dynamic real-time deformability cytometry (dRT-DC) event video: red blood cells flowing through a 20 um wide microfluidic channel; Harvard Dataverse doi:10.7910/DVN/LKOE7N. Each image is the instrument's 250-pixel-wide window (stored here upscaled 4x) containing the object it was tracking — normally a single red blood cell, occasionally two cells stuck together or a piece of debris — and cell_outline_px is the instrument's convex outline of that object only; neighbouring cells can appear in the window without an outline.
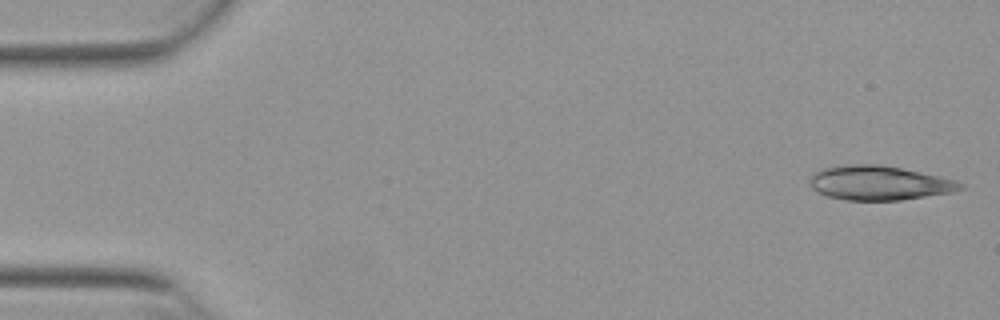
{"species": "Egyptian fruit bat (a non-hibernating species)", "species_latin": "Rousettus aegyptiacus", "temperature_condition": "warm", "stored_images_in_passage": 51, "camera_frame_rate_fps": 3000, "um_per_image_px": 0.085, "animal": {"sex": "female"}, "frame": {"image": 1, "passage_image": 1, "time_ms": 0.0, "image_size_px": [1000, 320], "cell_outline_px": [[964, 188], [952, 192], [900, 200], [844, 200], [828, 196], [816, 192], [812, 188], [812, 172], [820, 168], [848, 164], [880, 164], [920, 172], [956, 180], [964, 184]], "centroid_in_image_um": [74.71, 15.54], "position_along_channel_um": 10.3, "area_um2": 30.06}}
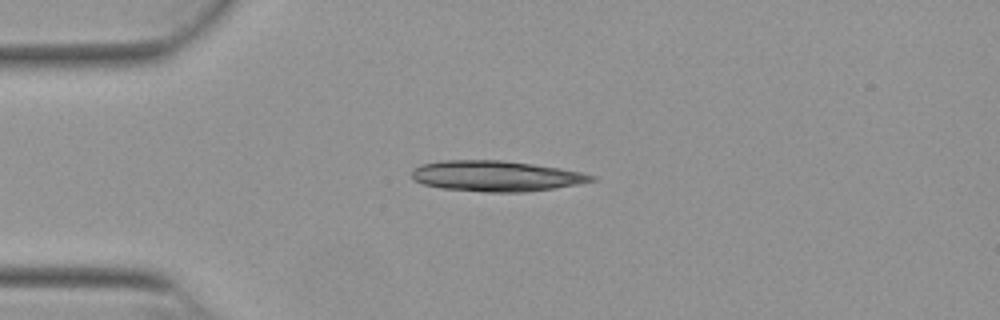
{"frame": {"image": 2, "passage_image": 12, "time_ms": 3.667, "image_size_px": [1000, 320], "cell_outline_px": [[596, 180], [576, 184], [552, 188], [524, 192], [484, 192], [440, 188], [424, 184], [416, 180], [412, 176], [412, 168], [420, 164], [440, 160], [500, 160], [532, 164], [560, 168], [580, 172], [596, 176]], "centroid_in_image_um": [42.12, 14.95], "position_along_channel_um": 42.9, "area_um2": 31.96}}
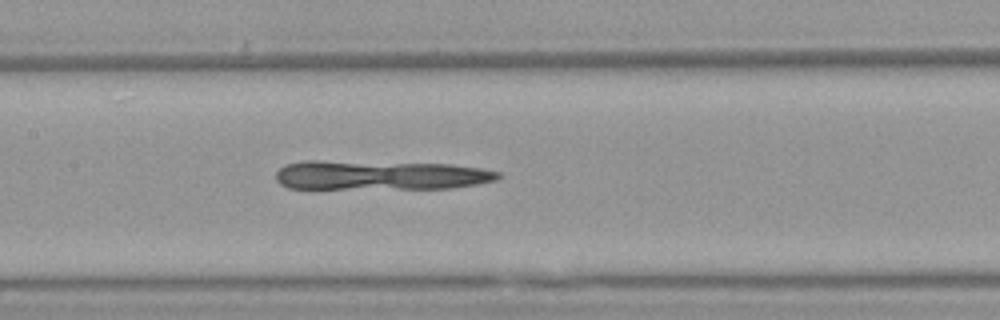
{"frame": {"image": 3, "passage_image": 24, "time_ms": 7.667, "image_size_px": [1000, 320], "cell_outline_px": [[504, 176], [496, 180], [476, 184], [452, 188], [288, 188], [280, 184], [276, 180], [276, 172], [284, 164], [304, 160], [320, 160], [452, 164], [480, 168], [500, 172]], "centroid_in_image_um": [32.3, 14.88], "position_along_channel_um": 175.1, "area_um2": 38.32}}